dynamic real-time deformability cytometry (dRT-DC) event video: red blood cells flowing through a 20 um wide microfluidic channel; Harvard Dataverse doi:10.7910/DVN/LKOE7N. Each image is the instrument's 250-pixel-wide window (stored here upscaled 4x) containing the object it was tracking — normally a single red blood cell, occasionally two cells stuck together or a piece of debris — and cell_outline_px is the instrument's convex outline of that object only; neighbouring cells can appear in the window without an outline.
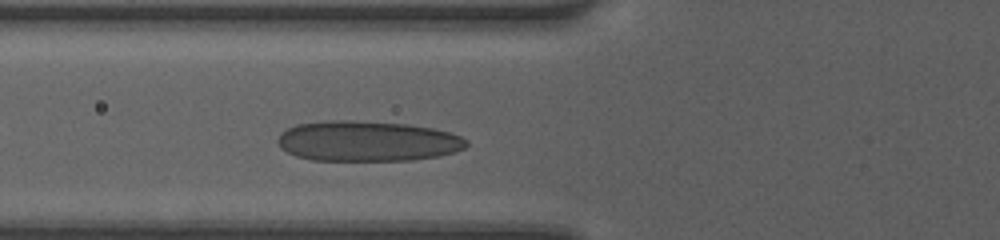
{"species": "human", "species_latin": "Homo sapiens", "temperature_condition": "room temperature", "stored_images_in_passage": 3, "camera_frame_rate_fps": 3000, "um_per_image_px": 0.085, "donor": {"sex": "female"}, "frame": {"image": 1, "passage_image": 3, "time_ms": 0.667, "image_size_px": [1000, 240], "cell_outline_px": [[468, 144], [464, 148], [456, 152], [436, 156], [412, 160], [312, 160], [296, 156], [280, 148], [276, 140], [280, 132], [296, 124], [332, 120], [348, 120], [408, 124], [432, 128], [448, 132], [460, 136], [468, 140]], "centroid_in_image_um": [31.2, 11.99], "position_along_channel_um": 94.6, "area_um2": 44.45}}